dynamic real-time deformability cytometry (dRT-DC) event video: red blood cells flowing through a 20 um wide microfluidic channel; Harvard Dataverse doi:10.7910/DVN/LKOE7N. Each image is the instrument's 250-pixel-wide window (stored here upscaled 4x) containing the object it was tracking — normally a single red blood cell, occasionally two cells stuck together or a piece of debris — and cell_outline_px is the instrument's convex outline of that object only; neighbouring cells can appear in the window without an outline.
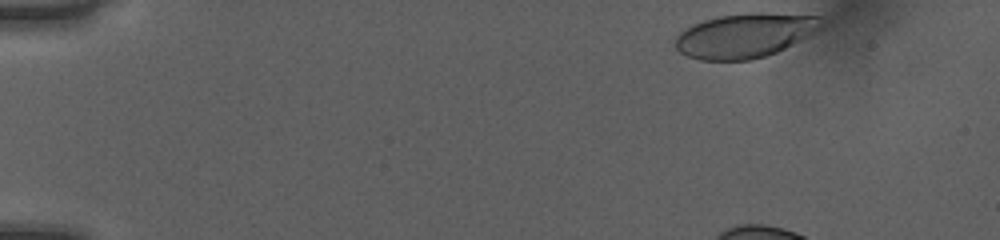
{"species": "human", "species_latin": "Homo sapiens", "temperature_condition": "room temperature", "stored_images_in_passage": 10, "camera_frame_rate_fps": 3000, "um_per_image_px": 0.085, "donor": {"sex": "female"}, "frame": {"image": 1, "passage_image": 1, "time_ms": 0.0, "image_size_px": [1000, 240], "cell_outline_px": [[828, 24], [808, 36], [776, 52], [752, 60], [700, 60], [688, 56], [680, 52], [676, 48], [676, 36], [680, 32], [692, 24], [716, 16], [748, 12], [760, 12], [820, 16]], "centroid_in_image_um": [63.34, 2.99], "position_along_channel_um": 21.7, "area_um2": 37.97}}